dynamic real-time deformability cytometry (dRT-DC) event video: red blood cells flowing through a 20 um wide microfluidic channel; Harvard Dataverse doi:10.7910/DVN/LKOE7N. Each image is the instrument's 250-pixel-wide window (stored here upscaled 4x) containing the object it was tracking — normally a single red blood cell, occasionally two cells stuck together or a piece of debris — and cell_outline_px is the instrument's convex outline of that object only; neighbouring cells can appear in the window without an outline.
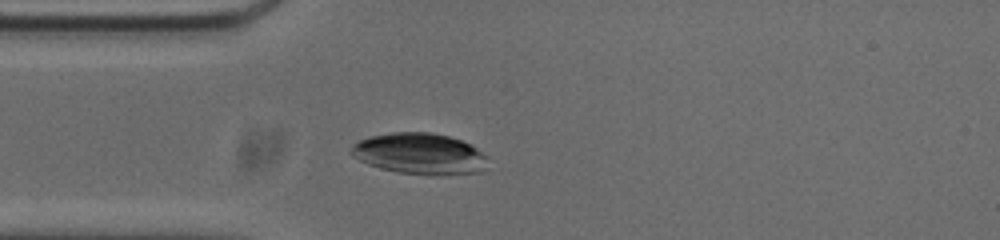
{"species": "common noctule bat (a hibernating species)", "species_latin": "Nyctalus noctula", "temperature_condition": "cold", "stored_images_in_passage": 42, "camera_frame_rate_fps": 3000, "um_per_image_px": 0.085, "animal": {"sex": "male", "body_mass_g": 20.0, "forearm_length_mm": 53.3}, "frame": {"image": 1, "passage_image": 10, "time_ms": 3.0, "image_size_px": [1000, 240], "cell_outline_px": [[488, 156], [484, 172], [396, 172], [380, 168], [368, 164], [352, 156], [348, 152], [352, 144], [368, 136], [392, 132], [432, 132], [448, 136], [460, 140], [476, 148]], "centroid_in_image_um": [35.6, 13.01], "position_along_channel_um": 49.4, "area_um2": 31.96}}
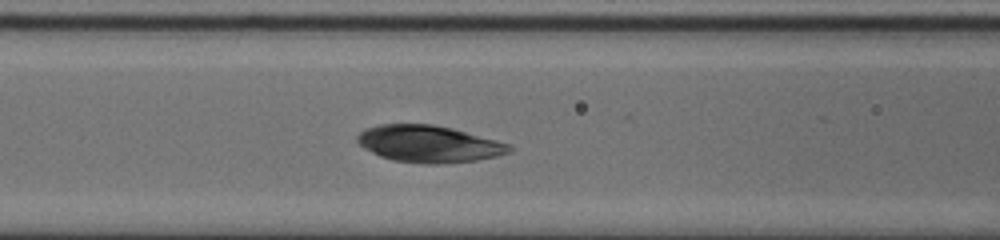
{"frame": {"image": 2, "passage_image": 17, "time_ms": 5.333, "image_size_px": [1000, 240], "cell_outline_px": [[512, 152], [496, 156], [476, 160], [444, 164], [424, 164], [392, 160], [380, 156], [364, 148], [356, 140], [356, 136], [364, 128], [380, 124], [432, 124], [452, 128], [512, 144]], "centroid_in_image_um": [36.46, 12.23], "position_along_channel_um": 130.1, "area_um2": 32.89}}
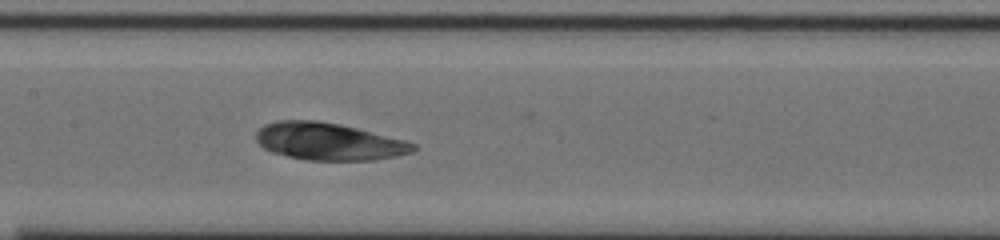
{"frame": {"image": 3, "passage_image": 21, "time_ms": 6.667, "image_size_px": [1000, 240], "cell_outline_px": [[416, 148], [412, 152], [396, 156], [372, 160], [304, 160], [272, 152], [264, 148], [256, 140], [256, 132], [264, 124], [280, 120], [316, 120], [340, 124], [404, 140], [416, 144]], "centroid_in_image_um": [27.92, 12.02], "position_along_channel_um": 179.5, "area_um2": 33.99}}